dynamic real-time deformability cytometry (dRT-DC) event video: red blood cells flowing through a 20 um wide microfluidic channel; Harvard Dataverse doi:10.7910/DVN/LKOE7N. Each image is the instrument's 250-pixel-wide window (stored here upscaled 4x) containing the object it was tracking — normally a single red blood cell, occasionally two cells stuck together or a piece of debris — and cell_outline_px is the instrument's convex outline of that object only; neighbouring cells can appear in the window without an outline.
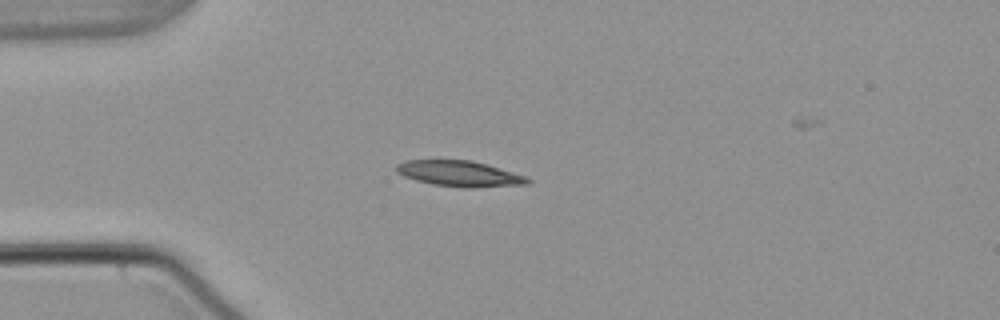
{"species": "common noctule bat (a hibernating species)", "species_latin": "Nyctalus noctula", "temperature_condition": "warm", "stored_images_in_passage": 41, "camera_frame_rate_fps": 3000, "um_per_image_px": 0.085, "animal": {"sex": "male", "body_mass_g": 21.5, "forearm_length_mm": 52.0}, "frame": {"image": 1, "passage_image": 1, "time_ms": 0.0, "image_size_px": [1000, 320], "cell_outline_px": [[532, 184], [476, 188], [464, 188], [432, 184], [416, 180], [404, 176], [396, 172], [396, 164], [408, 160], [472, 160], [528, 176], [532, 180]], "centroid_in_image_um": [39.13, 14.77], "position_along_channel_um": 45.9, "area_um2": 19.94}}
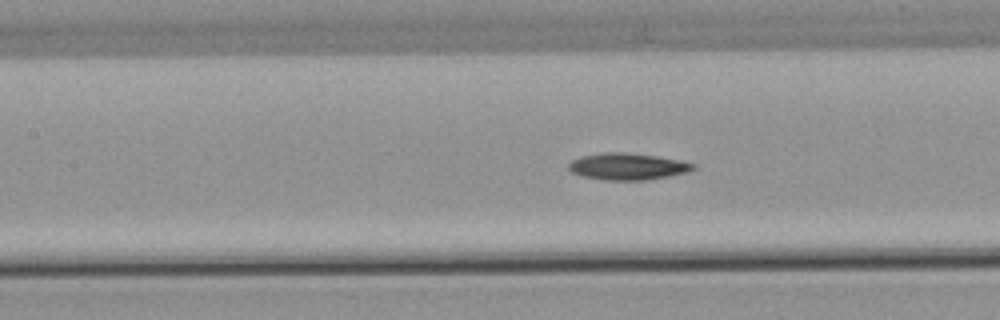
{"frame": {"image": 2, "passage_image": 11, "time_ms": 3.333, "image_size_px": [1000, 320], "cell_outline_px": [[696, 168], [688, 172], [648, 180], [604, 180], [580, 176], [572, 172], [568, 168], [568, 164], [572, 160], [580, 156], [600, 152], [624, 152], [656, 156], [680, 160], [696, 164]], "centroid_in_image_um": [53.32, 14.15], "position_along_channel_um": 154.1, "area_um2": 19.59}}
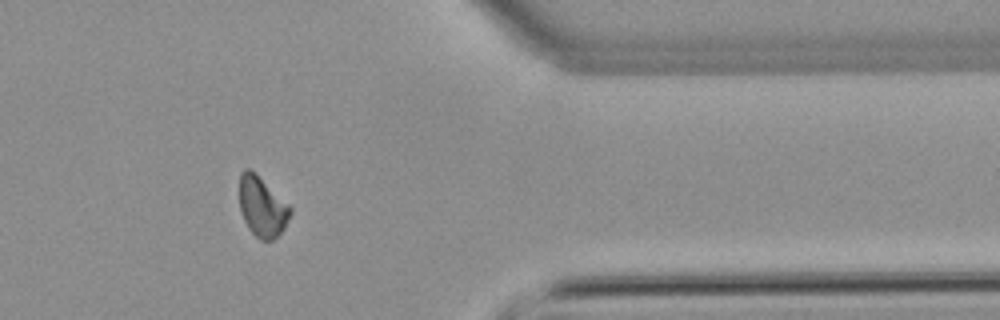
{"frame": {"image": 3, "passage_image": 31, "time_ms": 10.0, "image_size_px": [1000, 320], "cell_outline_px": [[292, 212], [284, 228], [272, 240], [260, 240], [248, 228], [244, 220], [240, 208], [240, 172], [244, 168], [252, 168], [292, 208]], "centroid_in_image_um": [22.27, 17.53], "position_along_channel_um": 389.1, "area_um2": 17.8}, "authors_computed_cell_mechanics": {"area_um2": 18.5538, "velocity_mm_per_s": 3.8158, "shape_relaxation_time_tau1_ms": 10.782, "shape_relaxation_time_tau2_ms": null, "deformation_change_tau1": 0.2064, "deformation_change_tau2": null}}